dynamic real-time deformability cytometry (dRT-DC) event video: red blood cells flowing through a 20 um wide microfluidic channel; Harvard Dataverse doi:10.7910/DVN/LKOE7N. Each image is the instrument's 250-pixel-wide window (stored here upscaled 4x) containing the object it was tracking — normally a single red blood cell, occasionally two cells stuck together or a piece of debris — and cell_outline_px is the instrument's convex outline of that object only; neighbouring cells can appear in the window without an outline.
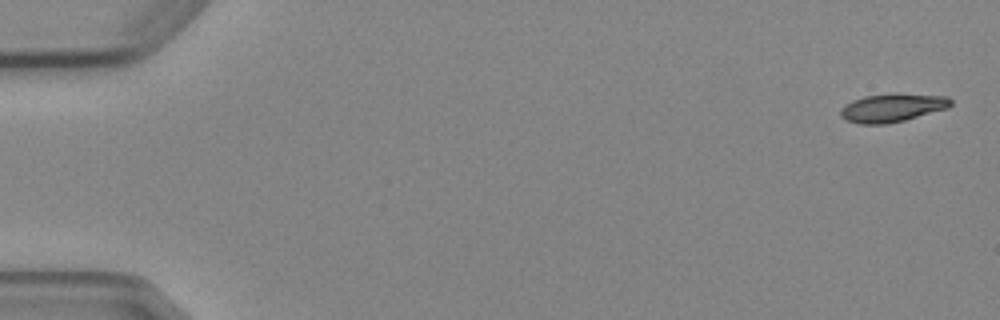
{"species": "Egyptian fruit bat (a non-hibernating species)", "species_latin": "Rousettus aegyptiacus", "temperature_condition": "cold", "stored_images_in_passage": 7, "camera_frame_rate_fps": 3000, "um_per_image_px": 0.085, "animal": {"sex": "female"}, "frame": {"image": 1, "passage_image": 1, "time_ms": 0.0, "image_size_px": [1000, 320], "cell_outline_px": [[952, 104], [948, 108], [904, 120], [888, 124], [860, 124], [848, 120], [840, 116], [840, 108], [844, 104], [852, 100], [864, 96], [892, 92], [896, 92], [948, 96], [952, 100]], "centroid_in_image_um": [75.85, 9.13], "position_along_channel_um": 9.2, "area_um2": 18.61}}
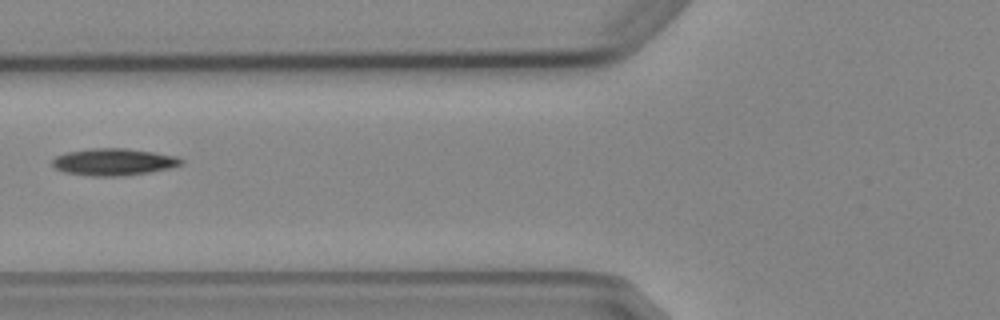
{"frame": {"image": 2, "passage_image": 6, "time_ms": 6.667, "image_size_px": [1000, 320], "cell_outline_px": [[184, 164], [168, 168], [148, 172], [120, 176], [92, 176], [64, 172], [56, 168], [52, 164], [52, 160], [56, 156], [68, 152], [88, 148], [124, 148], [152, 152], [176, 156], [184, 160]], "centroid_in_image_um": [9.65, 13.76], "position_along_channel_um": 116.1, "area_um2": 20.11}}
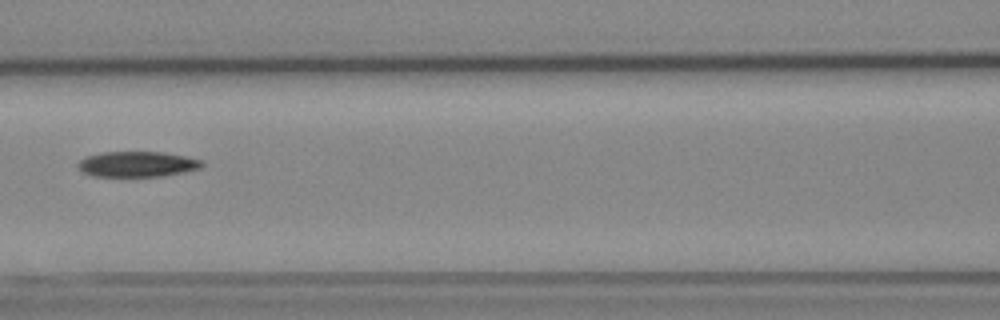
{"frame": {"image": 3, "passage_image": 7, "time_ms": 7.667, "image_size_px": [1000, 320], "cell_outline_px": [[204, 164], [200, 168], [164, 176], [92, 176], [76, 168], [76, 164], [84, 156], [104, 152], [164, 152], [204, 160]], "centroid_in_image_um": [11.64, 13.95], "position_along_channel_um": 155.0, "area_um2": 18.5}}